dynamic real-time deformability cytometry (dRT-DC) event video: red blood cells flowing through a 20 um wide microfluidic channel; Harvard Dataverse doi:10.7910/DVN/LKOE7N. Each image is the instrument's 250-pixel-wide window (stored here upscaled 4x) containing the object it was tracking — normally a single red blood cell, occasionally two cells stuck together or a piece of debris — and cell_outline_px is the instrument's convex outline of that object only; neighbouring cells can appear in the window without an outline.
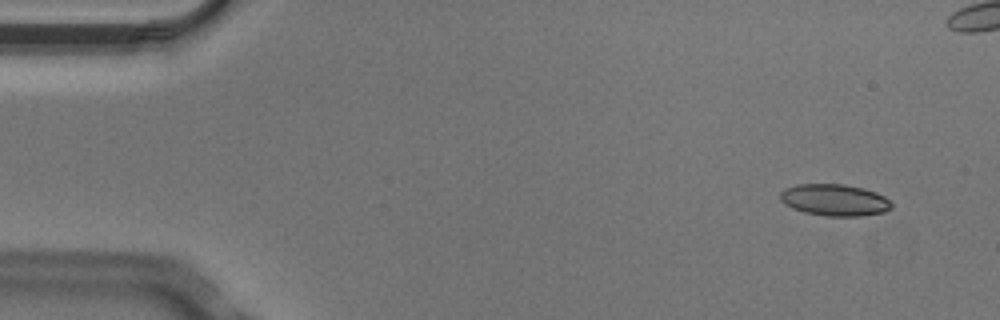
{"species": "Egyptian fruit bat (a non-hibernating species)", "species_latin": "Rousettus aegyptiacus", "temperature_condition": "cold", "stored_images_in_passage": 5, "camera_frame_rate_fps": 3000, "um_per_image_px": 0.085, "animal": {"sex": "male"}, "frame": {"image": 1, "passage_image": 1, "time_ms": 0.0, "image_size_px": [1000, 320], "cell_outline_px": [[892, 208], [884, 212], [860, 216], [828, 216], [804, 212], [792, 208], [784, 204], [780, 200], [780, 192], [784, 188], [796, 184], [844, 184], [864, 188], [876, 192], [884, 196], [892, 204]], "centroid_in_image_um": [70.92, 16.99], "position_along_channel_um": 14.1, "area_um2": 20.69}}